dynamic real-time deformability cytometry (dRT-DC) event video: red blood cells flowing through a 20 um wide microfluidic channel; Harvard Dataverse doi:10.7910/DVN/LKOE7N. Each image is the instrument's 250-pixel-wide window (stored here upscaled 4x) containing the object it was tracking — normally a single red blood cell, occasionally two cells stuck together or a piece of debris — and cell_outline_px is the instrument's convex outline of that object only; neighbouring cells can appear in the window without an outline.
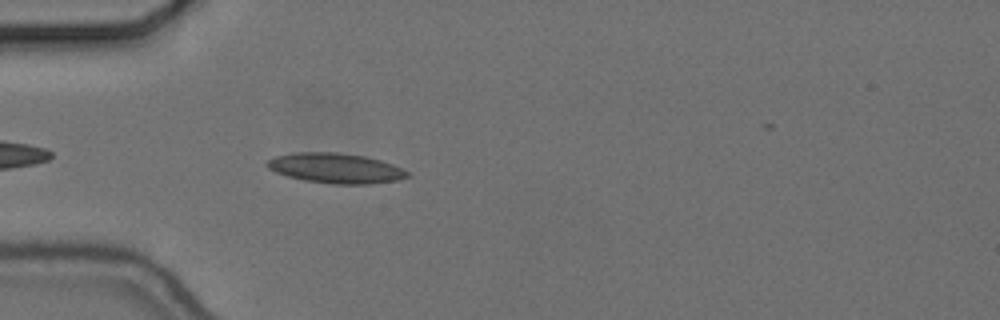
{"species": "common noctule bat (a hibernating species)", "species_latin": "Nyctalus noctula", "temperature_condition": "cold", "stored_images_in_passage": 37, "camera_frame_rate_fps": 3000, "um_per_image_px": 0.085, "animal": {"sex": "female", "body_mass_g": 24.6, "forearm_length_mm": 56.2}, "frame": {"image": 1, "passage_image": 4, "time_ms": 1.0, "image_size_px": [1000, 320], "cell_outline_px": [[412, 176], [396, 180], [368, 184], [332, 184], [304, 180], [288, 176], [276, 172], [268, 168], [264, 164], [268, 160], [276, 156], [296, 152], [336, 152], [364, 156], [380, 160], [392, 164], [408, 172]], "centroid_in_image_um": [28.52, 14.29], "position_along_channel_um": 56.5, "area_um2": 24.45}}
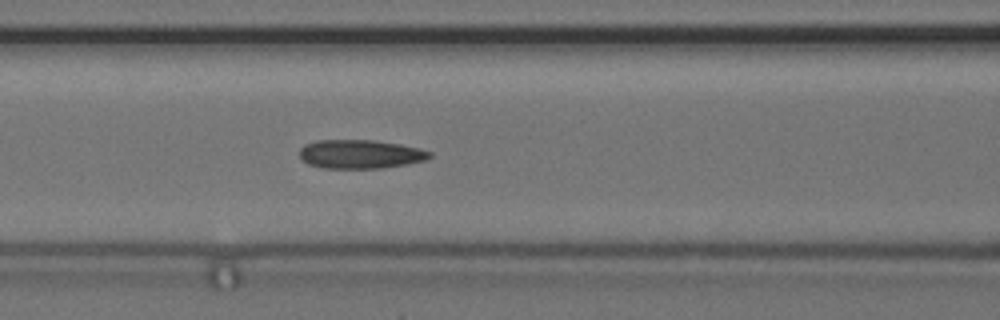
{"frame": {"image": 2, "passage_image": 11, "time_ms": 3.333, "image_size_px": [1000, 320], "cell_outline_px": [[432, 156], [424, 160], [408, 164], [384, 168], [324, 168], [308, 164], [300, 160], [300, 148], [304, 144], [316, 140], [376, 140], [400, 144], [420, 148], [432, 152]], "centroid_in_image_um": [30.62, 13.1], "position_along_channel_um": 136.0, "area_um2": 22.08}}
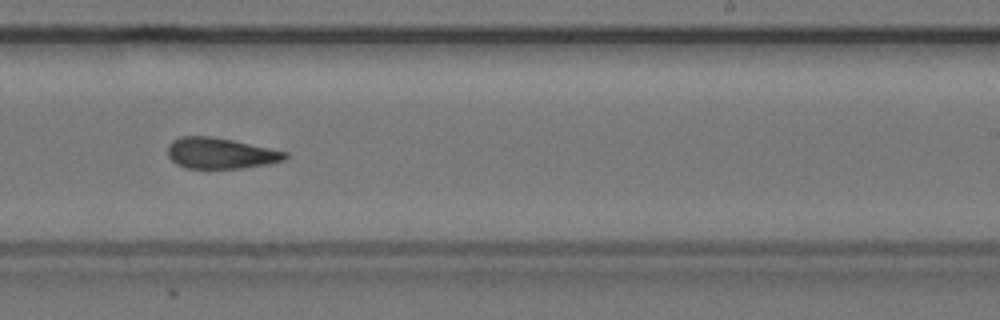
{"frame": {"image": 3, "passage_image": 22, "time_ms": 7.0, "image_size_px": [1000, 320], "cell_outline_px": [[288, 156], [284, 160], [268, 164], [240, 168], [188, 168], [176, 164], [168, 156], [168, 144], [172, 140], [180, 136], [212, 136], [232, 140], [288, 152]], "centroid_in_image_um": [18.72, 13.02], "position_along_channel_um": 270.3, "area_um2": 21.1}, "authors_computed_cell_mechanics": {"area_um2": 21.4438, "velocity_mm_per_s": 3.6634, "shape_relaxation_time_tau1_ms": null, "shape_relaxation_time_tau2_ms": 5.154, "deformation_change_tau1": null, "deformation_change_tau2": 0.1285}}